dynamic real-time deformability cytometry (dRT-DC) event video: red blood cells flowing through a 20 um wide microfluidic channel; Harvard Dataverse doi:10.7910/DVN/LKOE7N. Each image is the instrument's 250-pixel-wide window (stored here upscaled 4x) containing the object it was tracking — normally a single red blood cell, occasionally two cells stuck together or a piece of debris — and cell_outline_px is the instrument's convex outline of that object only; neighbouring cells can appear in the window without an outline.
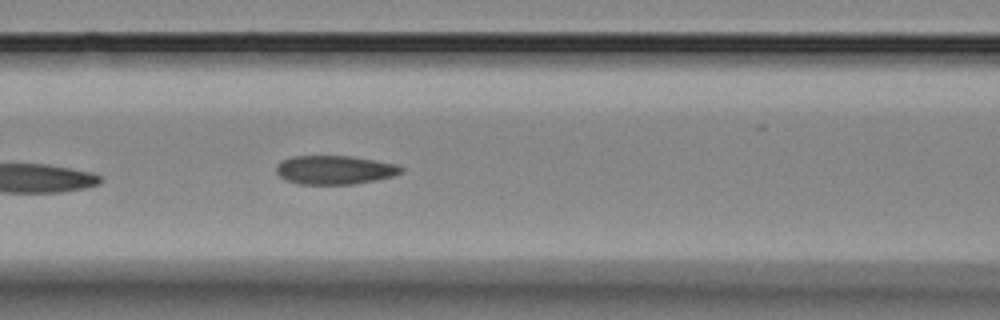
{"species": "Egyptian fruit bat (a non-hibernating species)", "species_latin": "Rousettus aegyptiacus", "temperature_condition": "room temperature", "stored_images_in_passage": 7, "segment_of_instrument_passage": [1, 2], "camera_frame_rate_fps": 3000, "um_per_image_px": 0.085, "animal": {"sex": "female"}, "frame": {"image": 1, "passage_image": 6, "time_ms": 7.0, "image_size_px": [1000, 320], "cell_outline_px": [[404, 168], [400, 172], [392, 176], [352, 184], [300, 184], [288, 180], [280, 176], [276, 172], [276, 164], [280, 160], [292, 156], [352, 156], [396, 164]], "centroid_in_image_um": [28.39, 14.43], "position_along_channel_um": 138.2, "area_um2": 20.75}}